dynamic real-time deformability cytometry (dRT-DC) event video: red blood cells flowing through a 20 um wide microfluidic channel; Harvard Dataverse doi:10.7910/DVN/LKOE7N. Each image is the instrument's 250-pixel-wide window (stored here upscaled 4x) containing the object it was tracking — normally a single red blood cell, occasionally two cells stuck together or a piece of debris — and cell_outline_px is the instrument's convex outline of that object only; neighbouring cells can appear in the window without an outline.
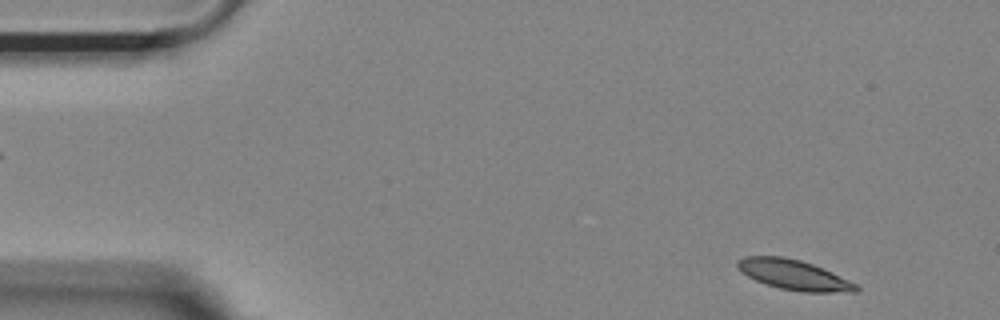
{"species": "Egyptian fruit bat (a non-hibernating species)", "species_latin": "Rousettus aegyptiacus", "temperature_condition": "room temperature", "stored_images_in_passage": 51, "camera_frame_rate_fps": 3000, "um_per_image_px": 0.085, "animal": {"sex": "female"}, "frame": {"image": 1, "passage_image": 2, "time_ms": 0.333, "image_size_px": [1000, 320], "cell_outline_px": [[860, 288], [856, 292], [804, 292], [780, 288], [756, 280], [740, 272], [736, 264], [736, 260], [744, 256], [784, 256], [800, 260], [812, 264], [832, 272], [856, 284]], "centroid_in_image_um": [67.45, 23.35], "position_along_channel_um": 17.6, "area_um2": 20.63}}
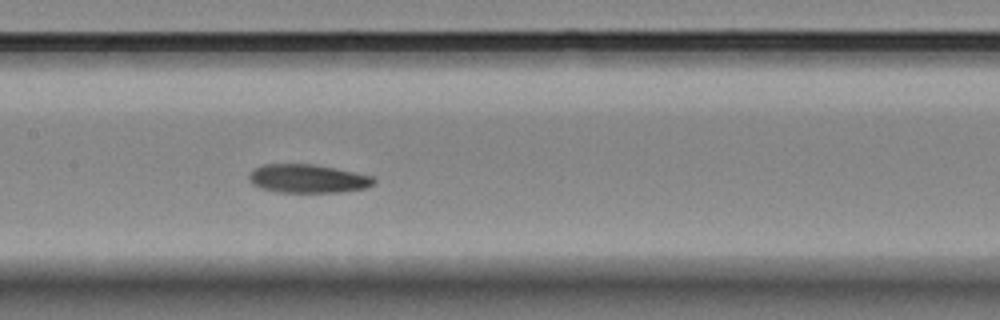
{"frame": {"image": 2, "passage_image": 23, "time_ms": 7.333, "image_size_px": [1000, 320], "cell_outline_px": [[376, 180], [372, 184], [364, 188], [340, 192], [276, 192], [260, 188], [252, 184], [248, 180], [248, 176], [256, 168], [264, 164], [312, 164], [336, 168], [372, 176]], "centroid_in_image_um": [26.13, 15.18], "position_along_channel_um": 181.3, "area_um2": 20.63}}
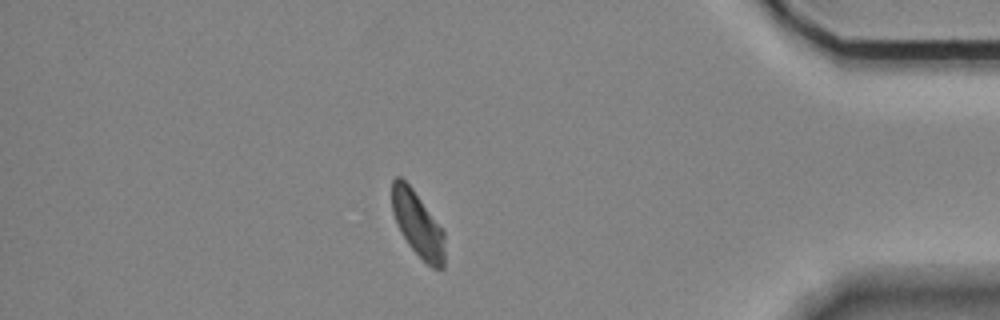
{"frame": {"image": 3, "passage_image": 44, "time_ms": 14.333, "image_size_px": [1000, 320], "cell_outline_px": [[444, 268], [432, 268], [408, 244], [400, 232], [396, 224], [392, 212], [392, 180], [396, 176], [400, 176], [412, 188], [444, 232]], "centroid_in_image_um": [35.48, 19.05], "position_along_channel_um": 399.7, "area_um2": 19.71}, "authors_computed_cell_mechanics": {"area_um2": 21.0392, "velocity_mm_per_s": 3.6516, "shape_relaxation_time_tau1_ms": null, "shape_relaxation_time_tau2_ms": 6.3534, "deformation_change_tau1": null, "deformation_change_tau2": 0.1248}}